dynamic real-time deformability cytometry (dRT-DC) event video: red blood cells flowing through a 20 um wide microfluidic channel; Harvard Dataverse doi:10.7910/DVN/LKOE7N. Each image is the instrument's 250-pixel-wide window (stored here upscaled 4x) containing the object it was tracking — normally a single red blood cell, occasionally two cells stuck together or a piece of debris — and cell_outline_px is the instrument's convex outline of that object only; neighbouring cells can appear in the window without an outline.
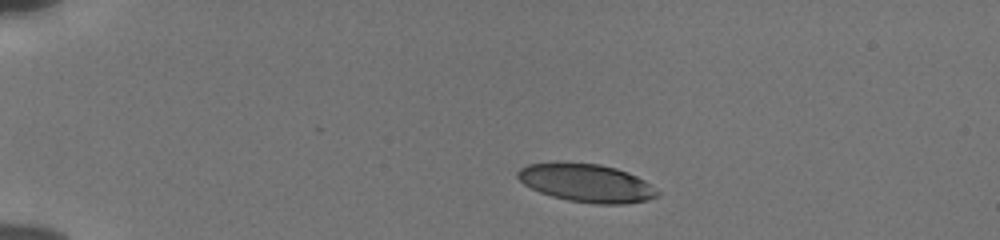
{"species": "human", "species_latin": "Homo sapiens", "temperature_condition": "cold", "stored_images_in_passage": 43, "camera_frame_rate_fps": 3000, "um_per_image_px": 0.085, "donor": {"sex": "male"}, "frame": {"image": 1, "passage_image": 1, "time_ms": 0.0, "image_size_px": [1000, 240], "cell_outline_px": [[660, 192], [656, 196], [648, 200], [624, 204], [596, 204], [568, 200], [552, 196], [540, 192], [524, 184], [516, 176], [516, 172], [520, 168], [528, 164], [556, 160], [600, 164], [616, 168], [628, 172], [644, 180]], "centroid_in_image_um": [49.81, 15.52], "position_along_channel_um": 35.2, "area_um2": 31.5}}
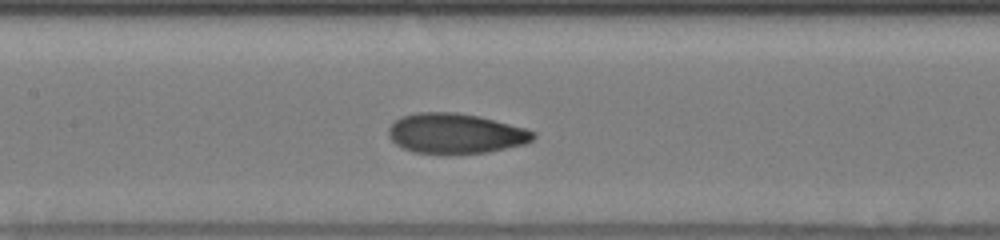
{"frame": {"image": 2, "passage_image": 17, "time_ms": 5.333, "image_size_px": [1000, 240], "cell_outline_px": [[536, 136], [532, 140], [524, 144], [488, 152], [448, 156], [440, 156], [412, 152], [396, 144], [388, 136], [388, 128], [400, 116], [416, 112], [456, 112], [480, 116], [524, 128], [536, 132]], "centroid_in_image_um": [38.69, 11.37], "position_along_channel_um": 168.7, "area_um2": 34.62}}
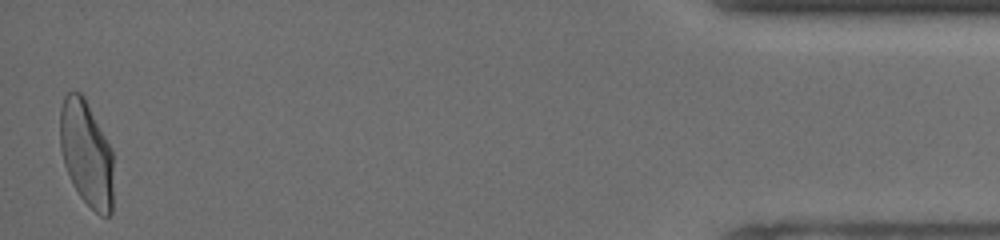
{"frame": {"image": 3, "passage_image": 43, "time_ms": 14.0, "image_size_px": [1000, 240], "cell_outline_px": [[112, 212], [108, 216], [100, 216], [80, 196], [72, 184], [64, 164], [60, 148], [60, 108], [64, 96], [68, 92], [80, 92], [84, 96], [112, 148]], "centroid_in_image_um": [7.34, 13.03], "position_along_channel_um": 427.9, "area_um2": 32.95}, "authors_computed_cell_mechanics": {"area_um2": 33.0616, "velocity_mm_per_s": 3.84, "shape_relaxation_time_tau1_ms": 4.0067, "shape_relaxation_time_tau2_ms": 1.2288, "deformation_change_tau1": 0.1588, "deformation_change_tau2": 0.0604}}